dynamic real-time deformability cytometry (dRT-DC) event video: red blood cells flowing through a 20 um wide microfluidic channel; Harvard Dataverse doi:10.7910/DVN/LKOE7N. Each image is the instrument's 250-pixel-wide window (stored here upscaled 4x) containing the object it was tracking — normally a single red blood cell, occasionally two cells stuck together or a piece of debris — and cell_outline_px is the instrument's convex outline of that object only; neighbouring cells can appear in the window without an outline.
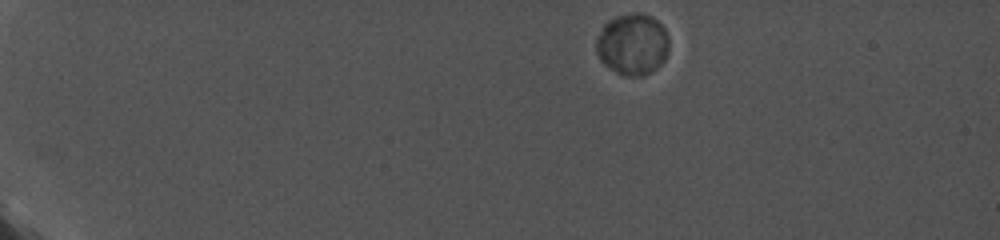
{"species": "common noctule bat (a hibernating species)", "species_latin": "Nyctalus noctula", "temperature_condition": "cold", "stored_images_in_passage": 7, "camera_frame_rate_fps": 5000, "um_per_image_px": 0.085, "animal": {"sex": "female", "body_mass_g": 19.0, "forearm_length_mm": 56.7}, "frame": {"image": 1, "passage_image": 1, "time_ms": 0.0, "image_size_px": [1000, 240], "cell_outline_px": [[668, 52], [664, 60], [656, 68], [640, 76], [624, 76], [616, 72], [604, 64], [600, 60], [596, 52], [596, 36], [604, 24], [608, 20], [616, 16], [632, 12], [640, 12], [652, 16], [664, 28], [668, 36]], "centroid_in_image_um": [53.74, 3.74], "position_along_channel_um": 31.3, "area_um2": 26.24}}